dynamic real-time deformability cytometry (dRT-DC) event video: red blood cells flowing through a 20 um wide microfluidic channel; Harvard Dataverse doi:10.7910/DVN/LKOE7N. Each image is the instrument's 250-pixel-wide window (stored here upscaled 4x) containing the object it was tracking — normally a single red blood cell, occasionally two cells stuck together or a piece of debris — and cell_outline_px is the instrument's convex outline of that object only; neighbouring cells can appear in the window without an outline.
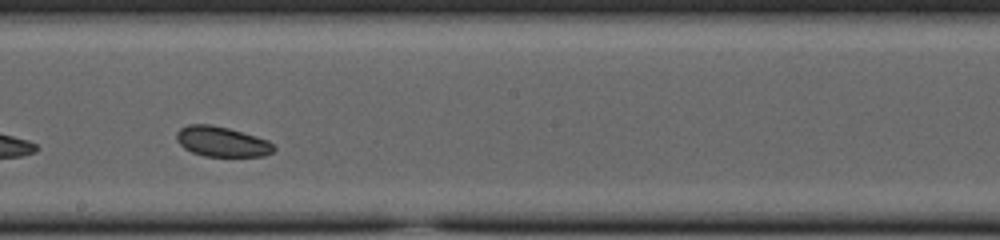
{"species": "common noctule bat (a hibernating species)", "species_latin": "Nyctalus noctula", "temperature_condition": "cold", "stored_images_in_passage": 35, "camera_frame_rate_fps": 3000, "um_per_image_px": 0.085, "animal": {"sex": "female", "body_mass_g": 23.0, "forearm_length_mm": 53.4}, "frame": {"image": 1, "passage_image": 20, "time_ms": 6.333, "image_size_px": [1000, 240], "cell_outline_px": [[276, 148], [272, 152], [264, 156], [204, 156], [192, 152], [184, 148], [176, 140], [176, 132], [180, 128], [188, 124], [212, 124], [228, 128], [256, 136], [268, 140]], "centroid_in_image_um": [18.83, 12.03], "position_along_channel_um": 229.4, "area_um2": 17.11}}
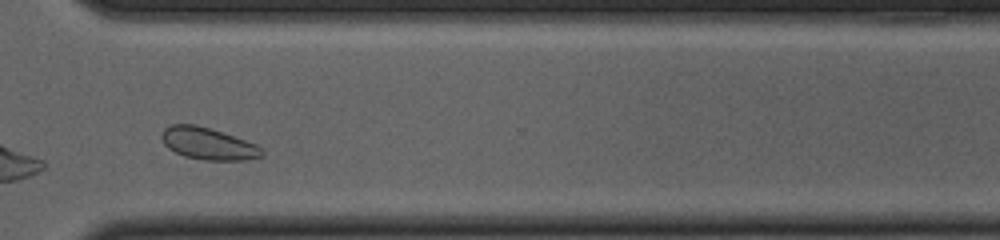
{"frame": {"image": 2, "passage_image": 30, "time_ms": 9.667, "image_size_px": [1000, 240], "cell_outline_px": [[264, 156], [244, 160], [204, 160], [184, 156], [168, 148], [164, 144], [160, 136], [164, 128], [172, 124], [196, 124], [256, 144], [264, 148]], "centroid_in_image_um": [17.69, 12.22], "position_along_channel_um": 352.9, "area_um2": 18.61}, "authors_computed_cell_mechanics": {"area_um2": 17.9758, "velocity_mm_per_s": 3.6874, "shape_relaxation_time_tau1_ms": null, "shape_relaxation_time_tau2_ms": 3.9491, "deformation_change_tau1": null, "deformation_change_tau2": 0.0735}}